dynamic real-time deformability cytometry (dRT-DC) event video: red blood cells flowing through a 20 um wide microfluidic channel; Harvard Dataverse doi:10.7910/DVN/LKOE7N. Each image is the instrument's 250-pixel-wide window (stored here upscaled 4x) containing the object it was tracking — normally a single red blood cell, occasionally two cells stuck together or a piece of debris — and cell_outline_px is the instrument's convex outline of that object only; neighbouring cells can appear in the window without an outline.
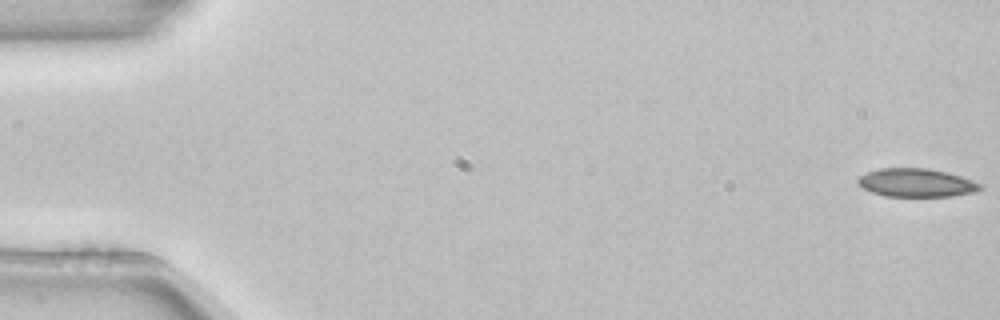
{"species": "common noctule bat (a hibernating species)", "species_latin": "Nyctalus noctula", "temperature_condition": "room temperature", "stored_images_in_passage": 53, "camera_frame_rate_fps": 3000, "um_per_image_px": 0.085, "animal": {"sex": "female", "body_mass_g": 22.7, "forearm_length_mm": 54.2}, "frame": {"image": 1, "passage_image": 1, "time_ms": 0.0, "image_size_px": [1000, 320], "cell_outline_px": [[984, 188], [976, 192], [952, 196], [884, 196], [872, 192], [864, 188], [856, 180], [860, 176], [868, 172], [880, 168], [928, 168], [948, 172], [984, 184]], "centroid_in_image_um": [77.95, 15.53], "position_along_channel_um": 7.0, "area_um2": 20.29}}
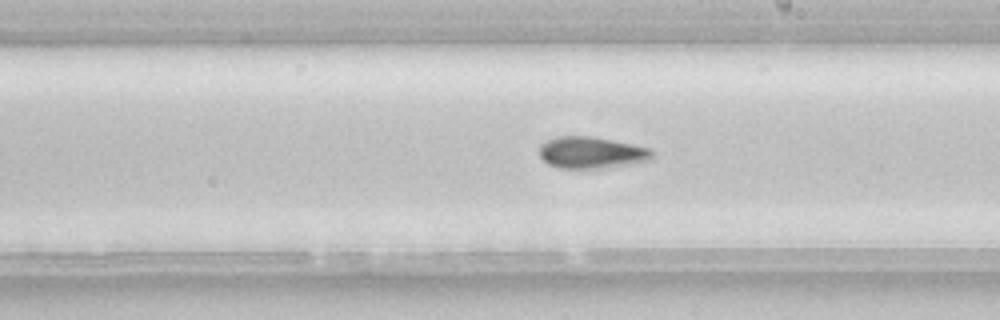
{"frame": {"image": 2, "passage_image": 31, "time_ms": 10.0, "image_size_px": [1000, 320], "cell_outline_px": [[652, 160], [628, 164], [600, 168], [560, 168], [548, 164], [540, 156], [540, 144], [556, 136], [592, 136], [632, 144], [648, 148], [652, 152]], "centroid_in_image_um": [50.25, 12.96], "position_along_channel_um": 238.8, "area_um2": 20.63}}
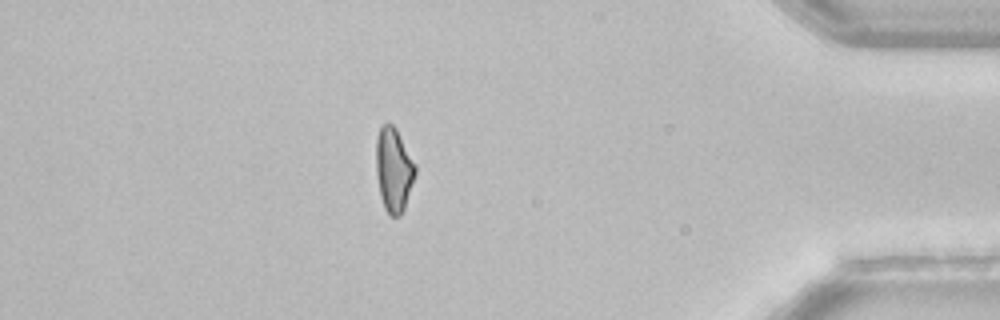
{"frame": {"image": 3, "passage_image": 47, "time_ms": 15.333, "image_size_px": [1000, 320], "cell_outline_px": [[416, 172], [404, 208], [400, 216], [392, 216], [384, 208], [380, 196], [376, 176], [376, 136], [380, 128], [384, 124], [392, 124], [396, 128], [416, 164]], "centroid_in_image_um": [33.45, 14.41], "position_along_channel_um": 401.7, "area_um2": 19.19}}